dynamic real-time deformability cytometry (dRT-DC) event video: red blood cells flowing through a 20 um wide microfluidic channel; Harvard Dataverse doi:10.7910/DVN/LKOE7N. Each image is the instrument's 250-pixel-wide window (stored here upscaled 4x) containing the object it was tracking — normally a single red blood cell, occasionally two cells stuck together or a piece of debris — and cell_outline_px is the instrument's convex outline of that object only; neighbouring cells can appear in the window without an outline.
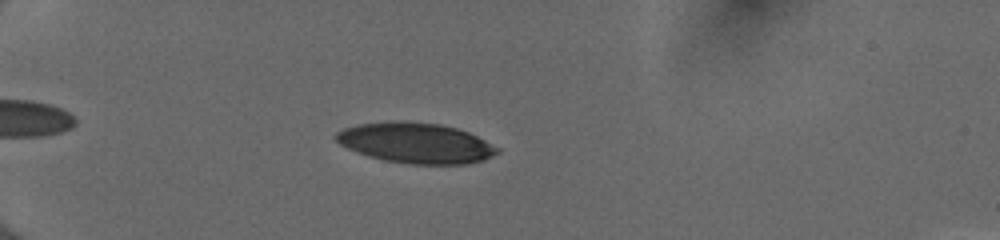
{"species": "human", "species_latin": "Homo sapiens", "temperature_condition": "cold", "stored_images_in_passage": 43, "camera_frame_rate_fps": 3000, "um_per_image_px": 0.085, "donor": {"sex": "female"}, "frame": {"image": 1, "passage_image": 7, "time_ms": 2.0, "image_size_px": [1000, 240], "cell_outline_px": [[500, 152], [484, 160], [468, 164], [408, 164], [384, 160], [368, 156], [348, 148], [340, 144], [332, 136], [336, 132], [344, 128], [360, 124], [396, 120], [400, 120], [440, 124], [456, 128], [468, 132], [500, 148]], "centroid_in_image_um": [35.34, 12.15], "position_along_channel_um": 49.7, "area_um2": 38.09}}
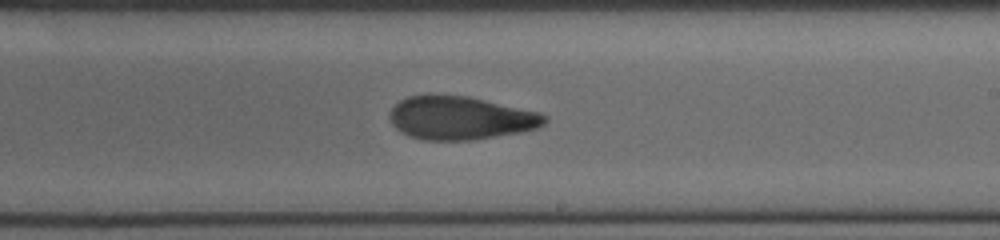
{"frame": {"image": 2, "passage_image": 25, "time_ms": 8.0, "image_size_px": [1000, 240], "cell_outline_px": [[548, 120], [544, 124], [536, 128], [520, 132], [472, 140], [424, 140], [408, 136], [400, 132], [392, 124], [388, 116], [392, 108], [400, 100], [408, 96], [428, 92], [468, 96], [540, 112], [548, 116]], "centroid_in_image_um": [39.1, 10.0], "position_along_channel_um": 249.9, "area_um2": 39.77}}
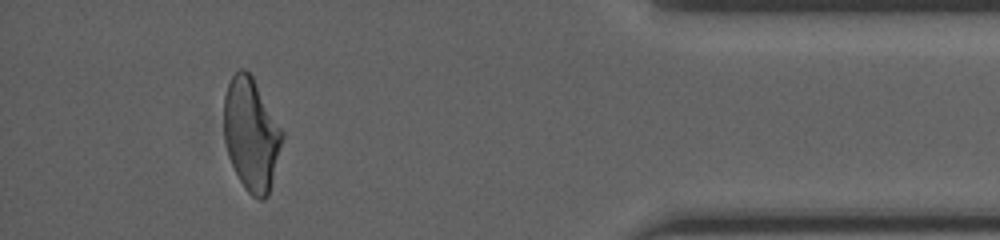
{"frame": {"image": 3, "passage_image": 40, "time_ms": 13.0, "image_size_px": [1000, 240], "cell_outline_px": [[284, 136], [268, 196], [264, 200], [260, 200], [252, 196], [244, 188], [228, 156], [224, 140], [224, 96], [228, 84], [232, 76], [240, 68], [244, 68], [252, 76], [284, 132]], "centroid_in_image_um": [21.35, 11.43], "position_along_channel_um": 413.8, "area_um2": 38.15}, "authors_computed_cell_mechanics": {"area_um2": 38.8994, "velocity_mm_per_s": 4.0196, "shape_relaxation_time_tau1_ms": 8.5242, "shape_relaxation_time_tau2_ms": 2.2001, "deformation_change_tau1": 0.2508, "deformation_change_tau2": 0.0989}}